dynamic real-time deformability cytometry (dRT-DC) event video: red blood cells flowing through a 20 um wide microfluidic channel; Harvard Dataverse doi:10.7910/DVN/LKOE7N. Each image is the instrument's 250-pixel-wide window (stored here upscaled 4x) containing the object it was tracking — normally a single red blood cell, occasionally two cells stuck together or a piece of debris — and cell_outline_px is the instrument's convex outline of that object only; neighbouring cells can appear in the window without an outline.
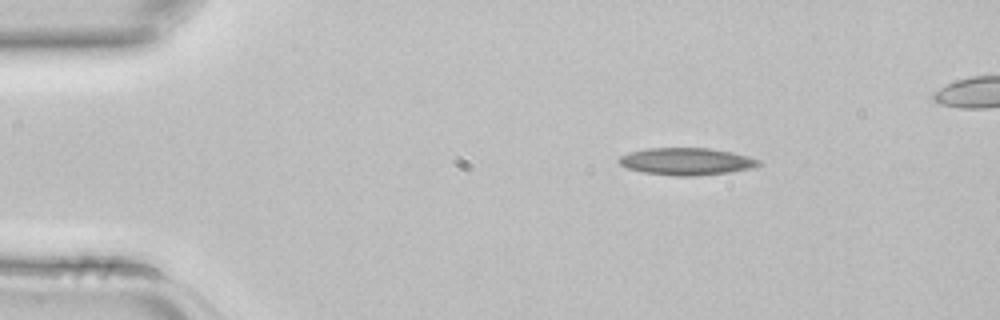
{"species": "common noctule bat (a hibernating species)", "species_latin": "Nyctalus noctula", "temperature_condition": "room temperature", "stored_images_in_passage": 3, "camera_frame_rate_fps": 3000, "um_per_image_px": 0.085, "animal": {"sex": "female", "body_mass_g": 22.7, "forearm_length_mm": 54.2}, "frame": {"image": 1, "passage_image": 1, "time_ms": 0.0, "image_size_px": [1000, 320], "cell_outline_px": [[764, 164], [752, 168], [728, 172], [696, 176], [676, 176], [644, 172], [628, 168], [620, 164], [616, 160], [620, 156], [628, 152], [648, 148], [712, 148], [732, 152], [748, 156], [760, 160]], "centroid_in_image_um": [58.37, 13.71], "position_along_channel_um": 26.6, "area_um2": 22.25}}